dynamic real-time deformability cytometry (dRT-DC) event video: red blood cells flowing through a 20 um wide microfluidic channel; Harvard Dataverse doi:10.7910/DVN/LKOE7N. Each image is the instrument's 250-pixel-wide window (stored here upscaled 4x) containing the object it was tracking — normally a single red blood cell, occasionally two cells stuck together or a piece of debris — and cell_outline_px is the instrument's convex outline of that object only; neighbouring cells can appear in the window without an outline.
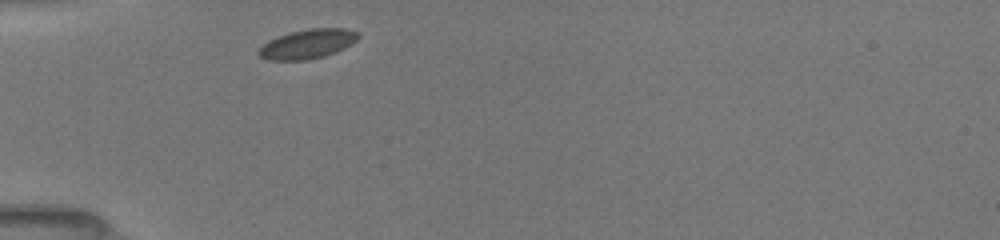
{"species": "common noctule bat (a hibernating species)", "species_latin": "Nyctalus noctula", "temperature_condition": "room temperature", "stored_images_in_passage": 11, "camera_frame_rate_fps": 3000, "um_per_image_px": 0.085, "animal": {"sex": "female", "body_mass_g": 19.5, "forearm_length_mm": 54.1}, "frame": {"image": 1, "passage_image": 1, "time_ms": 0.0, "image_size_px": [1000, 240], "cell_outline_px": [[360, 36], [356, 40], [324, 56], [304, 60], [268, 60], [260, 56], [256, 52], [268, 40], [292, 32], [308, 28], [344, 28], [356, 32]], "centroid_in_image_um": [26.08, 3.73], "position_along_channel_um": 58.9, "area_um2": 16.53}}
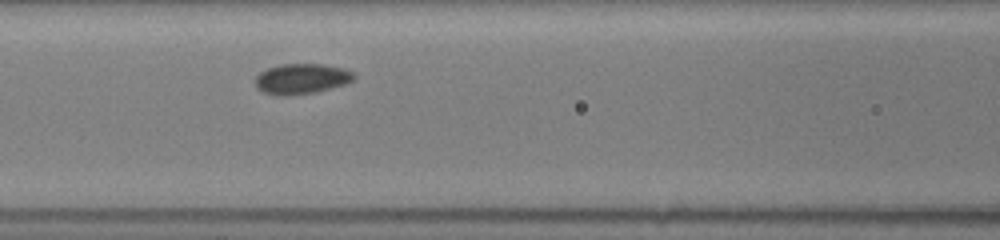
{"frame": {"image": 2, "passage_image": 7, "time_ms": 2.333, "image_size_px": [1000, 240], "cell_outline_px": [[356, 76], [352, 80], [344, 84], [316, 92], [288, 96], [276, 96], [264, 92], [256, 88], [256, 76], [260, 72], [268, 68], [284, 64], [324, 64], [340, 68], [352, 72]], "centroid_in_image_um": [25.59, 6.71], "position_along_channel_um": 141.0, "area_um2": 17.34}}
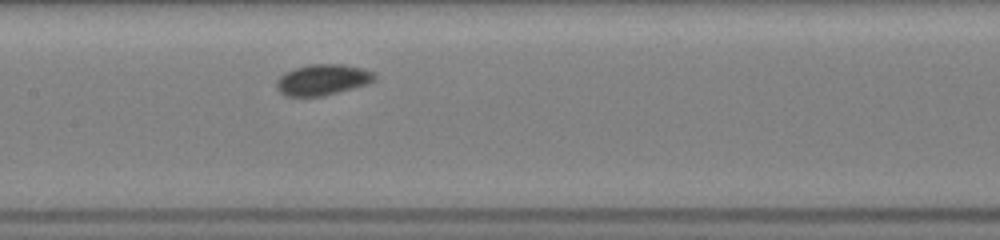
{"frame": {"image": 3, "passage_image": 11, "time_ms": 3.333, "image_size_px": [1000, 240], "cell_outline_px": [[376, 76], [368, 84], [324, 96], [284, 96], [276, 88], [276, 80], [284, 72], [292, 68], [308, 64], [344, 64], [360, 68], [372, 72]], "centroid_in_image_um": [27.36, 6.77], "position_along_channel_um": 180.0, "area_um2": 17.74}}